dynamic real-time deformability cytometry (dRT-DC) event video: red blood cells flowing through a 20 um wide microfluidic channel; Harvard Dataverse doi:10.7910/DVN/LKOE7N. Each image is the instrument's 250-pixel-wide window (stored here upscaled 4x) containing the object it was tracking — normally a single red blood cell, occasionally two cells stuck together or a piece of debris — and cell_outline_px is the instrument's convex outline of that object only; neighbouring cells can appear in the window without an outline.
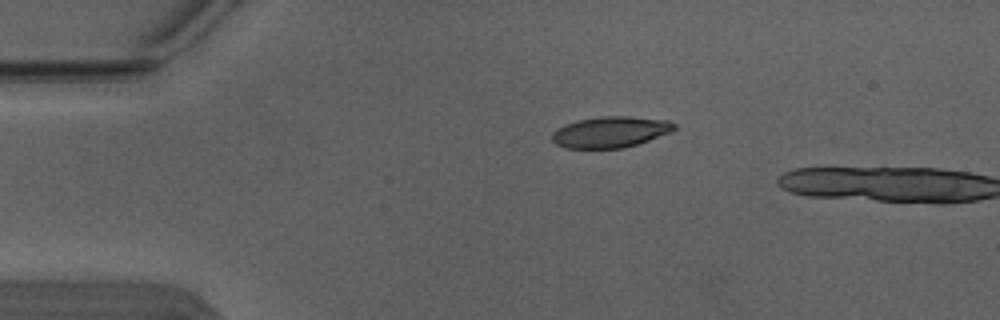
{"species": "Egyptian fruit bat (a non-hibernating species)", "species_latin": "Rousettus aegyptiacus", "temperature_condition": "warm", "stored_images_in_passage": 2, "camera_frame_rate_fps": 3000, "um_per_image_px": 0.085, "animal": {"sex": "male"}, "frame": {"image": 1, "passage_image": 1, "time_ms": 0.0, "image_size_px": [1000, 320], "cell_outline_px": [[676, 128], [672, 132], [624, 148], [564, 148], [556, 144], [552, 140], [552, 132], [556, 128], [564, 124], [576, 120], [600, 116], [628, 116], [668, 120], [676, 124]], "centroid_in_image_um": [51.86, 11.21], "position_along_channel_um": 33.1, "area_um2": 22.31}}